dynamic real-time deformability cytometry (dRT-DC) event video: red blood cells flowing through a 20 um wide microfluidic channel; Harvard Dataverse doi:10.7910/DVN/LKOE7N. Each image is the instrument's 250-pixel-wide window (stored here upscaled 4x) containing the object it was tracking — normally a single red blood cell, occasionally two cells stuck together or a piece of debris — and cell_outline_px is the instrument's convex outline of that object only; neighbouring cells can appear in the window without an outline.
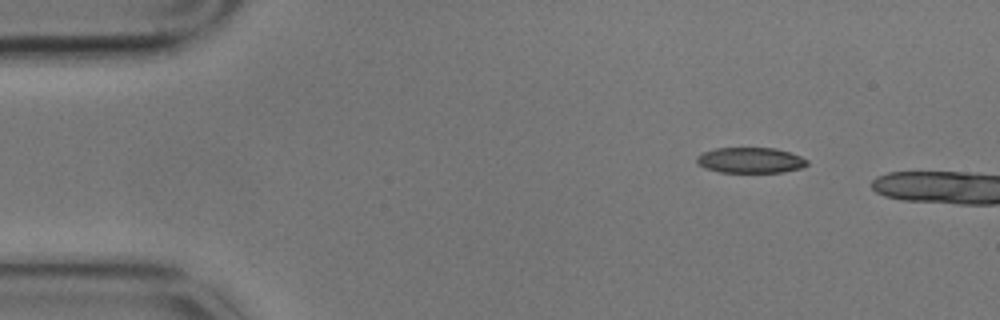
{"species": "common noctule bat (a hibernating species)", "species_latin": "Nyctalus noctula", "temperature_condition": "cold", "stored_images_in_passage": 2, "camera_frame_rate_fps": 3000, "um_per_image_px": 0.085, "animal": {"sex": "male", "body_mass_g": 17.9}, "frame": {"image": 1, "passage_image": 1, "time_ms": 0.0, "image_size_px": [1000, 320], "cell_outline_px": [[808, 164], [804, 168], [784, 172], [720, 172], [704, 168], [696, 164], [696, 156], [704, 152], [716, 148], [776, 148], [800, 156], [808, 160]], "centroid_in_image_um": [63.78, 13.63], "position_along_channel_um": 21.2, "area_um2": 16.59}}